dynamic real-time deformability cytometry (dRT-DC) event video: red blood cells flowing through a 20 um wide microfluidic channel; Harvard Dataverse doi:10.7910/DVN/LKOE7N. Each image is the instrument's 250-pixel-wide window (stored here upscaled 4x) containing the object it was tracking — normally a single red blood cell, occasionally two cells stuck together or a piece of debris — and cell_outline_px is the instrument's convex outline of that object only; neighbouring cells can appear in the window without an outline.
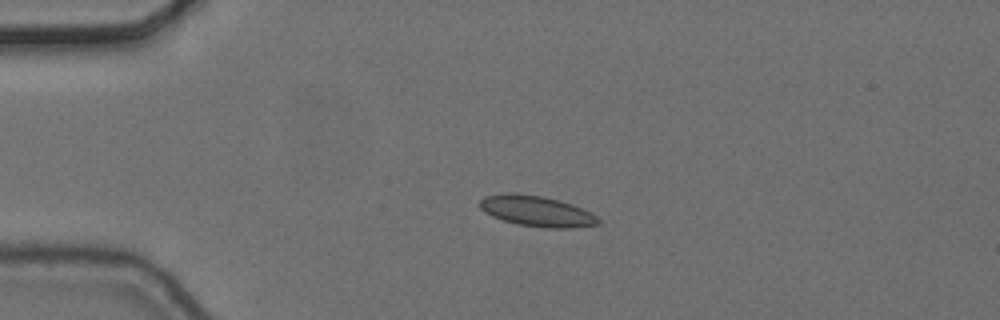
{"species": "common noctule bat (a hibernating species)", "species_latin": "Nyctalus noctula", "temperature_condition": "cold", "stored_images_in_passage": 2, "camera_frame_rate_fps": 3000, "um_per_image_px": 0.085, "animal": {"sex": "female", "body_mass_g": 24.6, "forearm_length_mm": 56.2}, "frame": {"image": 1, "passage_image": 1, "time_ms": 0.0, "image_size_px": [1000, 320], "cell_outline_px": [[600, 224], [572, 228], [548, 228], [516, 224], [492, 216], [484, 212], [480, 208], [480, 200], [484, 196], [512, 192], [544, 196], [560, 200], [572, 204], [596, 216], [600, 220]], "centroid_in_image_um": [45.6, 17.94], "position_along_channel_um": 39.4, "area_um2": 21.15}}